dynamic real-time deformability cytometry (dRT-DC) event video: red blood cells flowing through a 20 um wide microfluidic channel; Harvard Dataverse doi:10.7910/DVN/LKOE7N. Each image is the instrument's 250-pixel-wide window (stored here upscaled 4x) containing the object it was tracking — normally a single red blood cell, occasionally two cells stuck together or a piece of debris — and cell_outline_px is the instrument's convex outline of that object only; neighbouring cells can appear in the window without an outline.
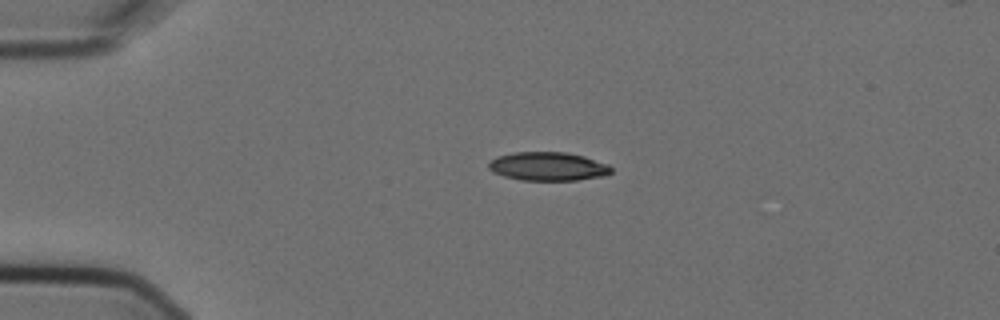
{"species": "Egyptian fruit bat (a non-hibernating species)", "species_latin": "Rousettus aegyptiacus", "temperature_condition": "cold", "stored_images_in_passage": 4, "camera_frame_rate_fps": 3000, "um_per_image_px": 0.085, "animal": {"sex": "female"}, "frame": {"image": 1, "passage_image": 2, "time_ms": 0.333, "image_size_px": [1000, 320], "cell_outline_px": [[612, 172], [604, 176], [576, 180], [520, 180], [504, 176], [492, 172], [488, 168], [488, 164], [496, 156], [516, 152], [568, 152], [584, 156], [608, 164], [612, 168]], "centroid_in_image_um": [46.58, 14.14], "position_along_channel_um": 38.4, "area_um2": 20.52}}